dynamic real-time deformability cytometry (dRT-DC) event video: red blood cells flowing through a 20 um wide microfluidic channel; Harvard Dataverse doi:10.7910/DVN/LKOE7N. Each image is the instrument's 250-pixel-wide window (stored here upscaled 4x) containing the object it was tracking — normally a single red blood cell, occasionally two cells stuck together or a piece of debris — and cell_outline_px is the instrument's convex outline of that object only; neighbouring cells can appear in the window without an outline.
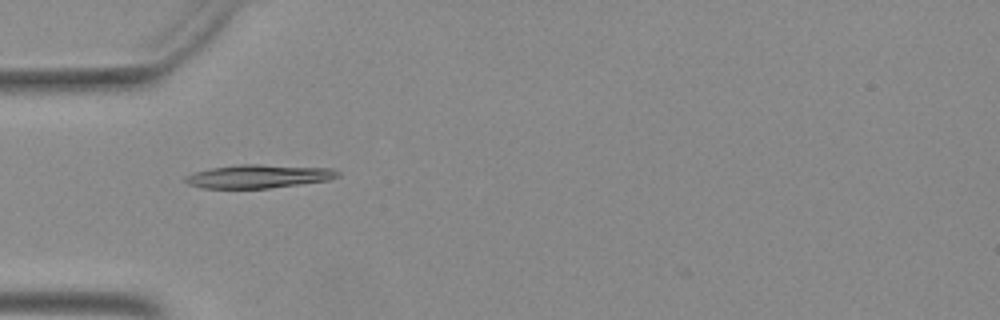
{"species": "Egyptian fruit bat (a non-hibernating species)", "species_latin": "Rousettus aegyptiacus", "temperature_condition": "warm", "stored_images_in_passage": 48, "camera_frame_rate_fps": 3000, "um_per_image_px": 0.085, "animal": {"sex": "female"}, "frame": {"image": 1, "passage_image": 16, "time_ms": 5.0, "image_size_px": [1000, 320], "cell_outline_px": [[340, 176], [328, 180], [300, 184], [268, 188], [200, 188], [188, 184], [184, 180], [184, 176], [192, 172], [212, 168], [240, 164], [260, 164], [332, 168], [340, 172]], "centroid_in_image_um": [21.96, 14.98], "position_along_channel_um": 63.0, "area_um2": 20.92}}
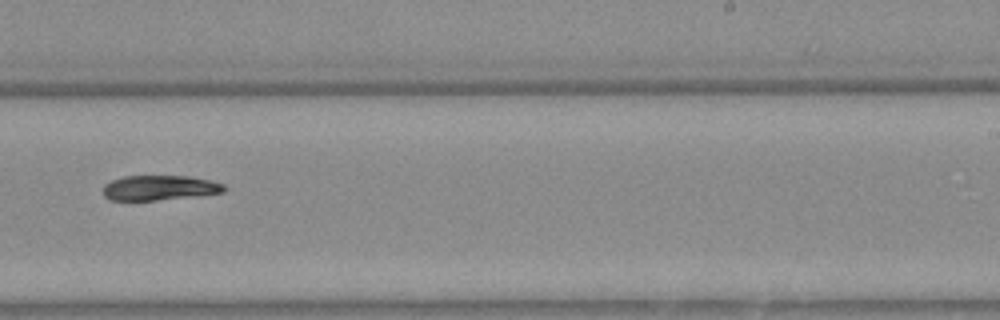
{"frame": {"image": 2, "passage_image": 32, "time_ms": 10.333, "image_size_px": [1000, 320], "cell_outline_px": [[224, 192], [156, 200], [112, 200], [104, 196], [104, 184], [112, 180], [124, 176], [188, 176], [208, 180], [224, 184]], "centroid_in_image_um": [13.51, 15.95], "position_along_channel_um": 275.5, "area_um2": 17.22}}
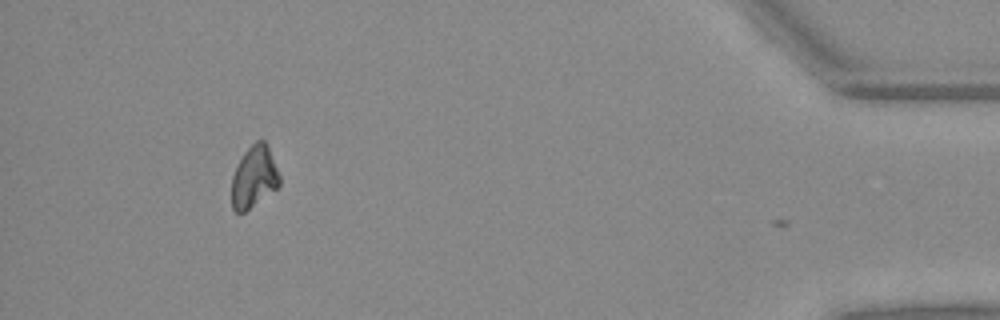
{"frame": {"image": 3, "passage_image": 47, "time_ms": 15.333, "image_size_px": [1000, 320], "cell_outline_px": [[280, 184], [276, 188], [244, 212], [236, 212], [232, 208], [232, 176], [244, 152], [256, 140], [264, 140], [268, 148], [280, 176]], "centroid_in_image_um": [21.58, 15.04], "position_along_channel_um": 413.6, "area_um2": 16.76}}